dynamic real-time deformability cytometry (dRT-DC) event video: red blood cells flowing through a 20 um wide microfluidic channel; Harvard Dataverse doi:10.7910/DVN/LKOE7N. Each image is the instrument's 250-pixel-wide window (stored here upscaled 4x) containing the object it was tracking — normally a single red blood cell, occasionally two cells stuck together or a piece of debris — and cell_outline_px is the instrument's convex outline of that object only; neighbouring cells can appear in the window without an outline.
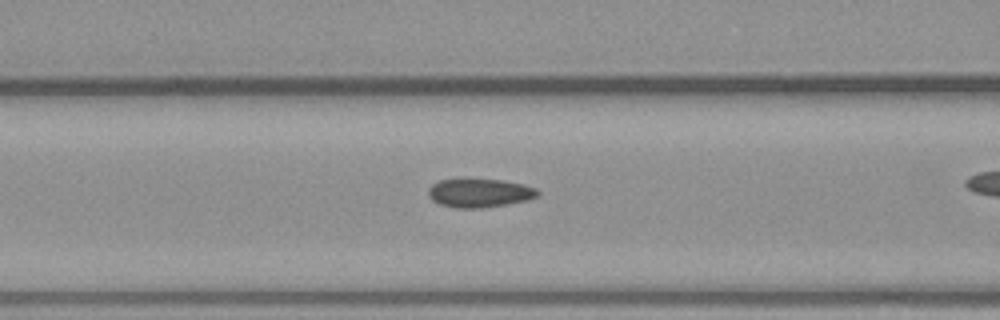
{"species": "common noctule bat (a hibernating species)", "species_latin": "Nyctalus noctula", "temperature_condition": "warm", "stored_images_in_passage": 34, "camera_frame_rate_fps": 3000, "um_per_image_px": 0.085, "animal": {"sex": "male", "body_mass_g": 23.1, "forearm_length_mm": 52.7}, "frame": {"image": 1, "passage_image": 17, "time_ms": 5.333, "image_size_px": [1000, 320], "cell_outline_px": [[540, 196], [528, 200], [480, 208], [456, 208], [440, 204], [432, 200], [428, 196], [428, 188], [432, 184], [440, 180], [464, 176], [504, 180], [524, 184], [536, 188], [540, 192]], "centroid_in_image_um": [40.74, 16.35], "position_along_channel_um": 125.9, "area_um2": 19.07}}
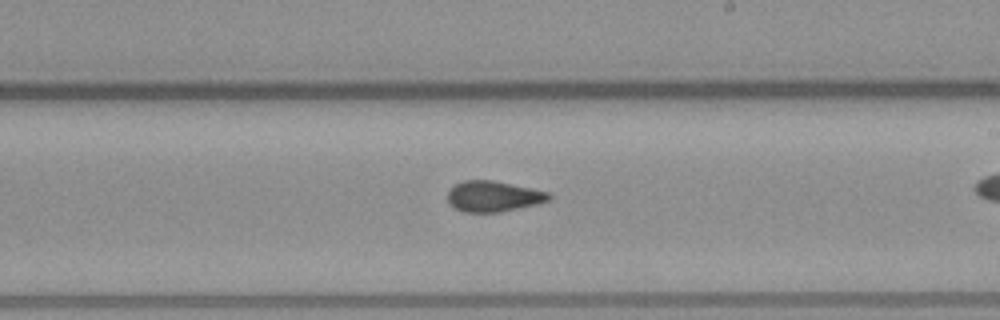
{"frame": {"image": 2, "passage_image": 25, "time_ms": 8.0, "image_size_px": [1000, 320], "cell_outline_px": [[552, 200], [536, 204], [500, 212], [464, 212], [448, 204], [448, 192], [456, 184], [464, 180], [492, 180], [532, 188], [548, 192], [552, 196]], "centroid_in_image_um": [41.95, 16.69], "position_along_channel_um": 247.0, "area_um2": 18.09}}
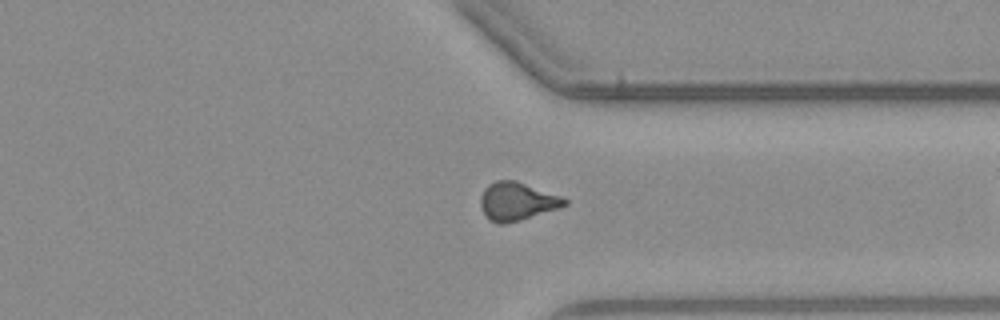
{"frame": {"image": 3, "passage_image": 33, "time_ms": 10.667, "image_size_px": [1000, 320], "cell_outline_px": [[568, 204], [560, 208], [520, 220], [504, 224], [500, 224], [488, 220], [480, 204], [480, 196], [484, 188], [488, 184], [496, 180], [516, 180], [560, 196], [568, 200]], "centroid_in_image_um": [43.93, 17.11], "position_along_channel_um": 367.5, "area_um2": 18.73}}